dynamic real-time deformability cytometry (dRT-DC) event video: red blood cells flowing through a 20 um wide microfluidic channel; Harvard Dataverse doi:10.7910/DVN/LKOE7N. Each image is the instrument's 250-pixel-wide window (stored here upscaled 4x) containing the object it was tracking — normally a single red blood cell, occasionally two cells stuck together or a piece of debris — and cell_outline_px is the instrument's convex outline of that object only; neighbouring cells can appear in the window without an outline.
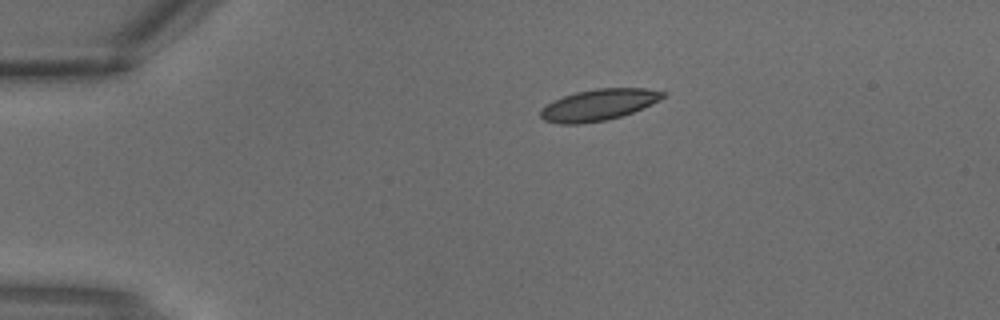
{"species": "common noctule bat (a hibernating species)", "species_latin": "Nyctalus noctula", "temperature_condition": "warm", "stored_images_in_passage": 2, "camera_frame_rate_fps": 3000, "um_per_image_px": 0.085, "animal": {"sex": "male", "body_mass_g": 18.8}, "frame": {"image": 1, "passage_image": 1, "time_ms": 0.0, "image_size_px": [1000, 320], "cell_outline_px": [[668, 92], [664, 96], [652, 104], [632, 112], [620, 116], [604, 120], [580, 124], [560, 124], [544, 120], [540, 116], [540, 108], [552, 100], [576, 92], [596, 88], [644, 88]], "centroid_in_image_um": [50.85, 8.9], "position_along_channel_um": 34.2, "area_um2": 22.31}}
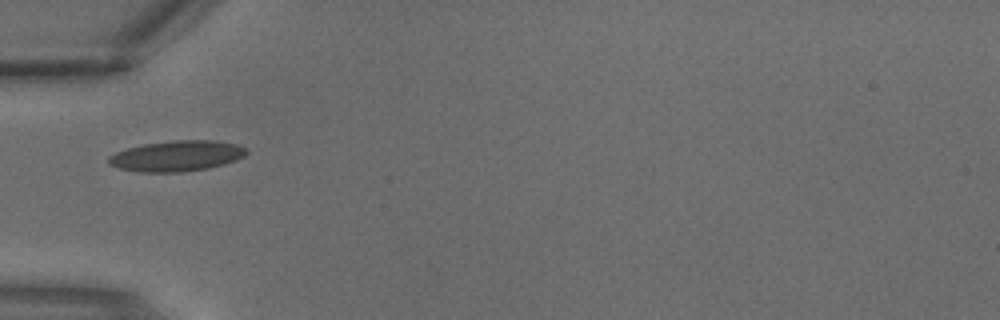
{"frame": {"image": 2, "passage_image": 2, "time_ms": 0.333, "image_size_px": [1000, 320], "cell_outline_px": [[248, 152], [244, 156], [236, 160], [224, 164], [208, 168], [184, 172], [140, 172], [120, 168], [108, 164], [108, 156], [116, 152], [128, 148], [144, 144], [172, 140], [212, 140], [236, 144], [248, 148]], "centroid_in_image_um": [15.04, 13.25], "position_along_channel_um": 70.0, "area_um2": 24.68}}